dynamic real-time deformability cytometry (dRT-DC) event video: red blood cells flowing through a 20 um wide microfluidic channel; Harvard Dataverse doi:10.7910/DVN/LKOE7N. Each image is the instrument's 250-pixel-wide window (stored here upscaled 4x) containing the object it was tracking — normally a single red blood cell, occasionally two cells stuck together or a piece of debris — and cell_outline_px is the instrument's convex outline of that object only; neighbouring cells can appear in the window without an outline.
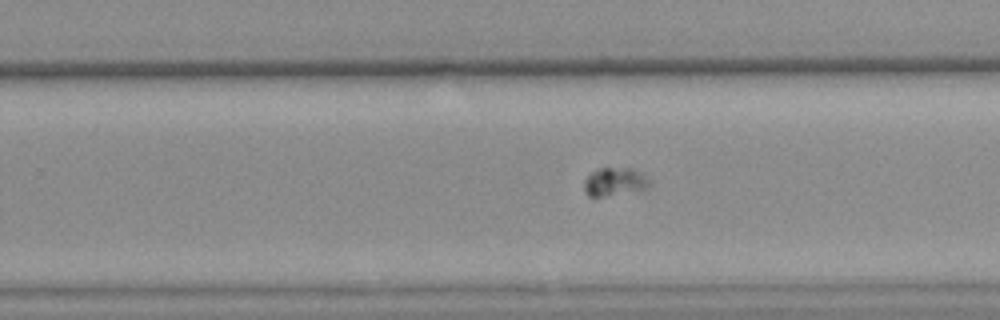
{"species": "common noctule bat (a hibernating species)", "species_latin": "Nyctalus noctula", "temperature_condition": "warm", "stored_images_in_passage": 36, "camera_frame_rate_fps": 3000, "um_per_image_px": 0.085, "animal": {"sex": "female", "body_mass_g": 25.1}, "frame": {"image": 1, "passage_image": 21, "time_ms": 6.667, "image_size_px": [1000, 320], "cell_outline_px": [[652, 184], [648, 188], [600, 196], [588, 196], [584, 188], [584, 180], [592, 172], [600, 168], [632, 168], [644, 176]], "centroid_in_image_um": [52.23, 15.43], "position_along_channel_um": 277.6, "area_um2": 10.35}}